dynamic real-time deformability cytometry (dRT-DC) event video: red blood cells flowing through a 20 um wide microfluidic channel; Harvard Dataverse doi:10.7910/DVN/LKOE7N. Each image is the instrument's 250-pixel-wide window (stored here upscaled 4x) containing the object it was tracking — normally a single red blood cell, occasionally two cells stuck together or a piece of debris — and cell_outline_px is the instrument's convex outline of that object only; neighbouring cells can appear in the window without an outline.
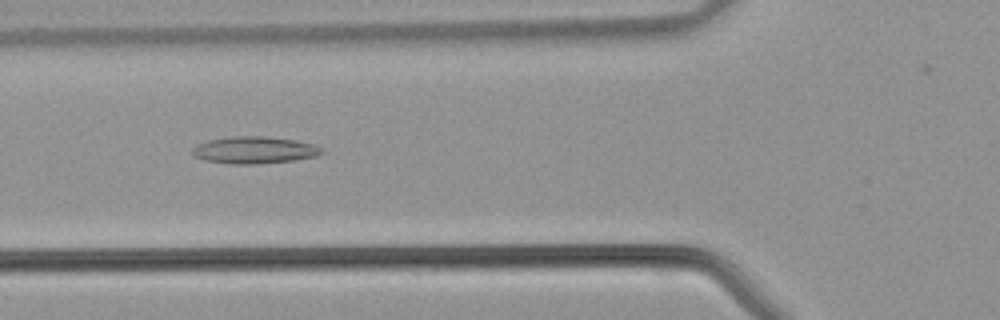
{"species": "common noctule bat (a hibernating species)", "species_latin": "Nyctalus noctula", "temperature_condition": "warm", "stored_images_in_passage": 40, "camera_frame_rate_fps": 3000, "um_per_image_px": 0.085, "animal": {"sex": "male", "body_mass_g": 21.5, "forearm_length_mm": 52.0}, "frame": {"image": 1, "passage_image": 14, "time_ms": 4.333, "image_size_px": [1000, 320], "cell_outline_px": [[324, 152], [316, 156], [292, 160], [256, 164], [228, 164], [204, 160], [192, 156], [192, 148], [196, 144], [208, 140], [232, 136], [264, 136], [296, 140], [312, 144], [324, 148]], "centroid_in_image_um": [21.58, 12.75], "position_along_channel_um": 104.2, "area_um2": 20.52}}
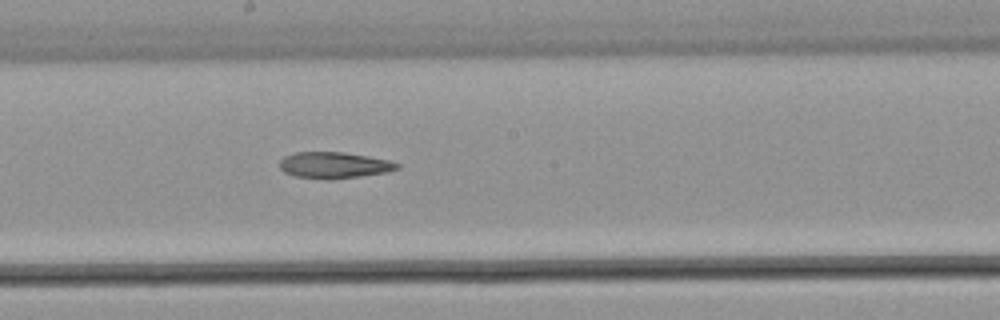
{"frame": {"image": 2, "passage_image": 21, "time_ms": 6.667, "image_size_px": [1000, 320], "cell_outline_px": [[400, 168], [388, 172], [332, 180], [324, 180], [296, 176], [284, 172], [280, 168], [280, 160], [284, 156], [296, 152], [344, 152], [368, 156], [388, 160], [400, 164]], "centroid_in_image_um": [28.4, 14.05], "position_along_channel_um": 219.8, "area_um2": 18.15}}
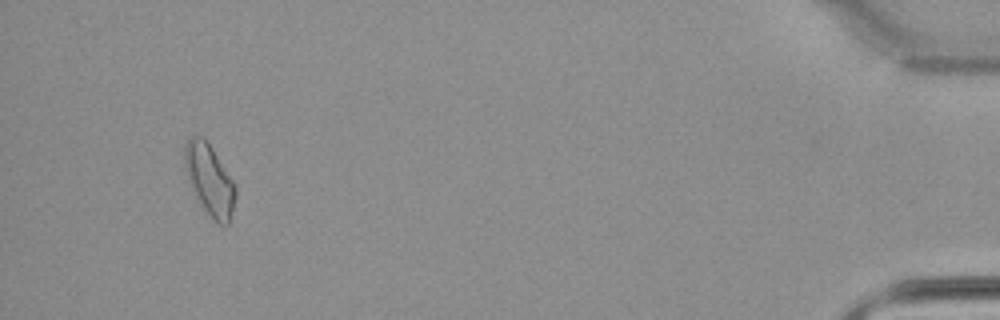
{"frame": {"image": 3, "passage_image": 38, "time_ms": 12.333, "image_size_px": [1000, 320], "cell_outline_px": [[236, 196], [228, 224], [220, 224], [200, 204], [192, 188], [184, 164], [184, 144], [188, 136], [204, 136], [236, 184]], "centroid_in_image_um": [17.8, 15.2], "position_along_channel_um": 417.4, "area_um2": 20.75}}